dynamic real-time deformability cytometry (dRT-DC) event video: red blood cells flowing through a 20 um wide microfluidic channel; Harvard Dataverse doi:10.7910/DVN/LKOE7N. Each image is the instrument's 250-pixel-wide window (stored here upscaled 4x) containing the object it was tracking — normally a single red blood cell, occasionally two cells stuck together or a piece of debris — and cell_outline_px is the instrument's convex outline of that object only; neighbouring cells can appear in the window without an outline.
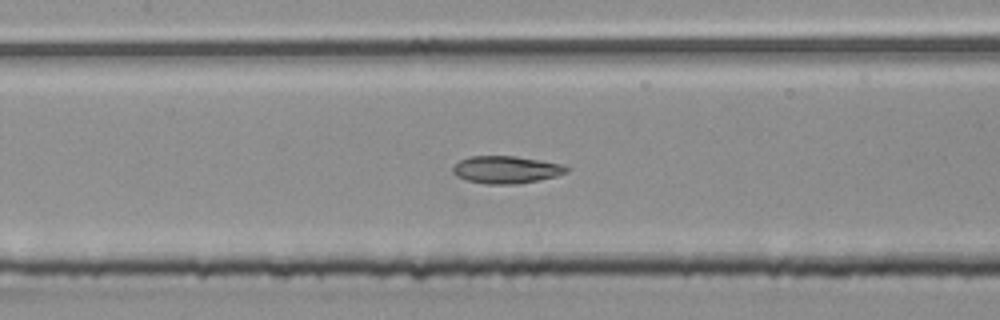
{"species": "common noctule bat (a hibernating species)", "species_latin": "Nyctalus noctula", "temperature_condition": "room temperature", "stored_images_in_passage": 46, "segment_of_instrument_passage": [2, 2], "camera_frame_rate_fps": 3000, "um_per_image_px": 0.085, "animal": {"sex": "male", "body_mass_g": 20.4}, "frame": {"image": 1, "passage_image": 22, "time_ms": 7.0, "image_size_px": [1000, 320], "cell_outline_px": [[572, 168], [568, 172], [556, 176], [516, 184], [484, 184], [468, 180], [456, 176], [452, 172], [452, 168], [460, 160], [468, 156], [516, 156], [564, 164]], "centroid_in_image_um": [43.05, 14.41], "position_along_channel_um": 164.4, "area_um2": 18.26}}
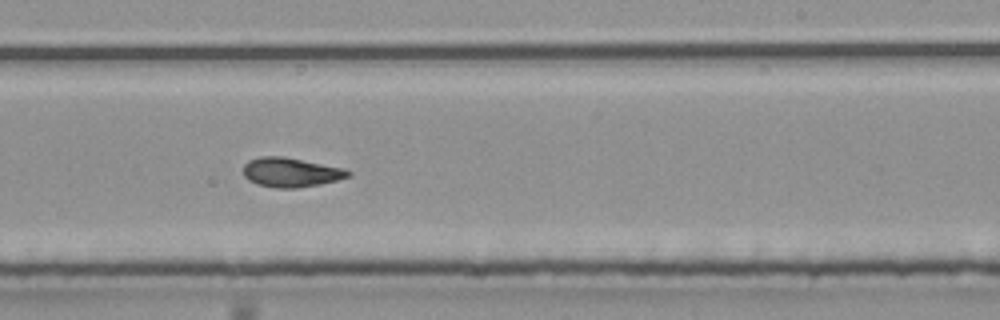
{"frame": {"image": 2, "passage_image": 30, "time_ms": 9.667, "image_size_px": [1000, 320], "cell_outline_px": [[352, 176], [320, 184], [296, 188], [276, 188], [256, 184], [248, 180], [244, 176], [244, 164], [248, 160], [260, 156], [284, 156], [344, 168], [352, 172]], "centroid_in_image_um": [24.72, 14.64], "position_along_channel_um": 264.3, "area_um2": 18.09}}
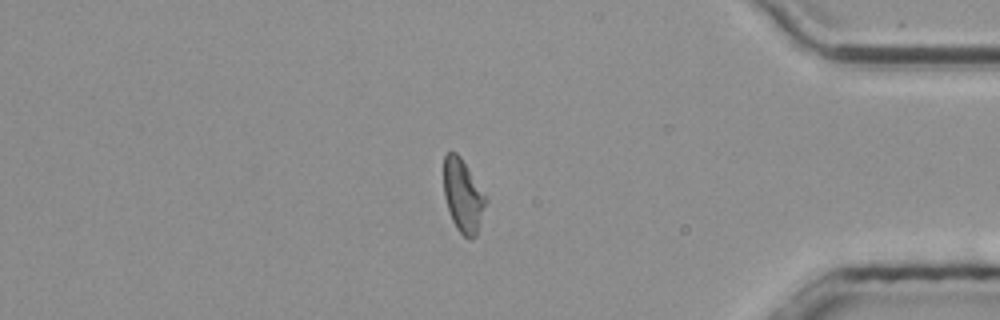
{"frame": {"image": 3, "passage_image": 43, "time_ms": 14.0, "image_size_px": [1000, 320], "cell_outline_px": [[484, 204], [476, 236], [472, 240], [468, 240], [456, 228], [452, 220], [444, 196], [444, 156], [452, 148], [460, 156], [484, 196]], "centroid_in_image_um": [39.29, 16.63], "position_along_channel_um": 395.9, "area_um2": 17.22}}